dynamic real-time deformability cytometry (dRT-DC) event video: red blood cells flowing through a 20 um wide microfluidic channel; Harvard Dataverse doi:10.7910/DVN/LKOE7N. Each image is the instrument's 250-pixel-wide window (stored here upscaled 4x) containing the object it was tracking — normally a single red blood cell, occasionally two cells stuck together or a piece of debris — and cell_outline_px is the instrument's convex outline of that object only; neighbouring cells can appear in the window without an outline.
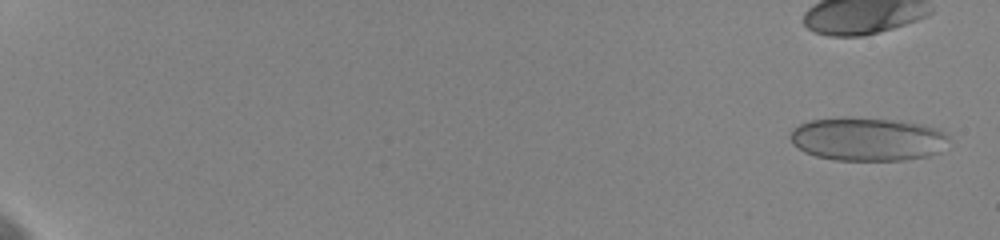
{"species": "human", "species_latin": "Homo sapiens", "temperature_condition": "cold", "stored_images_in_passage": 52, "camera_frame_rate_fps": 3000, "um_per_image_px": 0.085, "donor": {"sex": "female"}, "frame": {"image": 1, "passage_image": 2, "time_ms": 0.333, "image_size_px": [1000, 240], "cell_outline_px": [[948, 136], [940, 152], [928, 156], [904, 160], [832, 160], [816, 156], [804, 152], [792, 144], [792, 132], [800, 124], [812, 120], [892, 120], [920, 124], [936, 128], [944, 132]], "centroid_in_image_um": [73.77, 11.88], "position_along_channel_um": 11.2, "area_um2": 38.78}}